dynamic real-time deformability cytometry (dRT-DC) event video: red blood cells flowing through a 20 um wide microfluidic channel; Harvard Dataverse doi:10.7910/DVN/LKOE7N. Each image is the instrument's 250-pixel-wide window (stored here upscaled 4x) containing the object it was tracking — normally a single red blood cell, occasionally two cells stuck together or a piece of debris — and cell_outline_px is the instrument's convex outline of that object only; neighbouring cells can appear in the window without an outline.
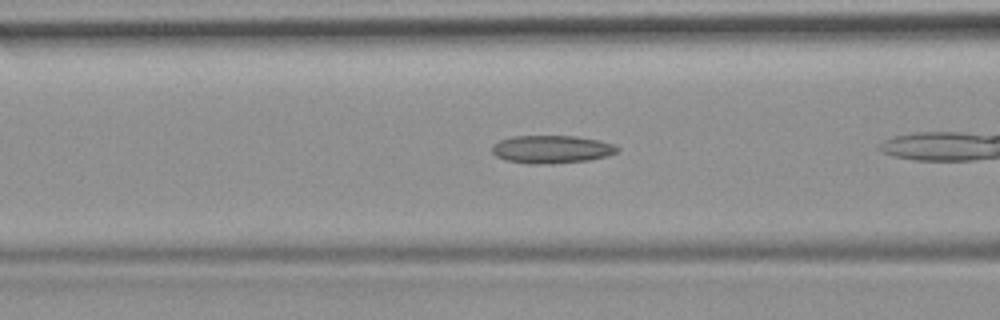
{"species": "common noctule bat (a hibernating species)", "species_latin": "Nyctalus noctula", "temperature_condition": "room temperature", "stored_images_in_passage": 26, "camera_frame_rate_fps": 3000, "um_per_image_px": 0.085, "animal": {"sex": "female", "body_mass_g": 19.9}, "frame": {"image": 1, "passage_image": 5, "time_ms": 1.333, "image_size_px": [1000, 320], "cell_outline_px": [[620, 148], [616, 152], [608, 156], [588, 160], [552, 164], [528, 164], [508, 160], [496, 156], [492, 152], [492, 144], [500, 140], [512, 136], [576, 136], [600, 140], [616, 144]], "centroid_in_image_um": [46.91, 12.69], "position_along_channel_um": 119.7, "area_um2": 20.58}}
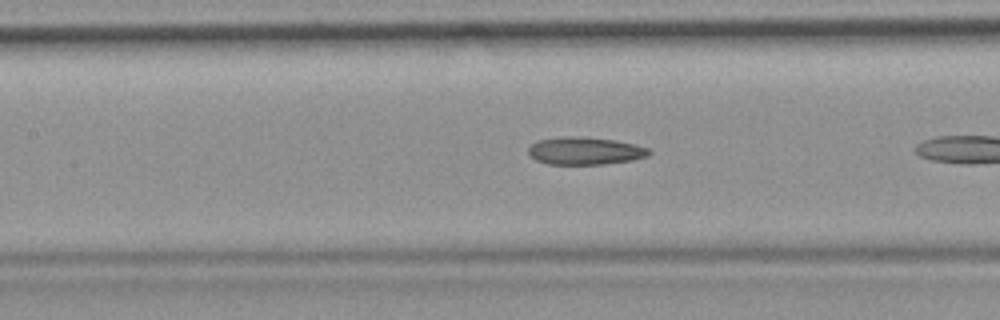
{"frame": {"image": 2, "passage_image": 8, "time_ms": 2.333, "image_size_px": [1000, 320], "cell_outline_px": [[652, 152], [648, 156], [632, 160], [604, 164], [548, 164], [536, 160], [528, 152], [528, 148], [536, 140], [564, 136], [584, 136], [616, 140], [636, 144], [648, 148]], "centroid_in_image_um": [49.74, 12.81], "position_along_channel_um": 157.7, "area_um2": 19.59}}